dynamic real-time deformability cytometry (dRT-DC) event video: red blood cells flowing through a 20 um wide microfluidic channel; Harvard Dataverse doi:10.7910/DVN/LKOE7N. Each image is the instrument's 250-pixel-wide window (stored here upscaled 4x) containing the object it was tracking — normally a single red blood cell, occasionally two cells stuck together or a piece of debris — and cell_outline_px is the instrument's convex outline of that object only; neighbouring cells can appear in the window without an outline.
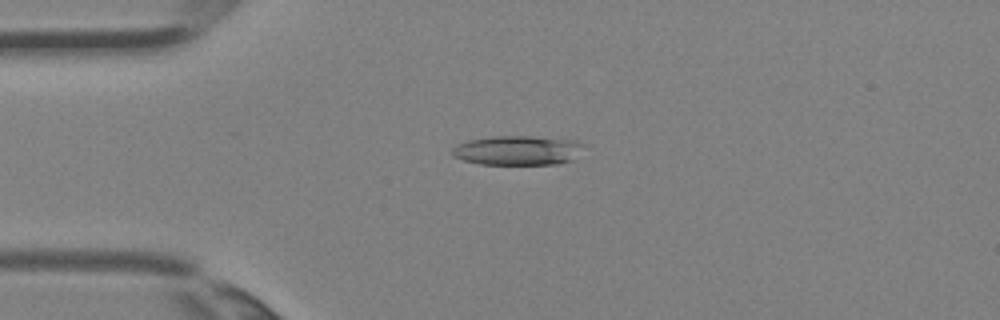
{"species": "Egyptian fruit bat (a non-hibernating species)", "species_latin": "Rousettus aegyptiacus", "temperature_condition": "room temperature", "stored_images_in_passage": 1, "camera_frame_rate_fps": 3000, "um_per_image_px": 0.085, "animal": {"sex": "female"}, "frame": {"image": 1, "passage_image": 1, "time_ms": 0.0, "image_size_px": [1000, 320], "cell_outline_px": [[588, 144], [572, 160], [560, 164], [480, 164], [464, 160], [452, 156], [452, 148], [456, 144], [468, 140], [492, 136], [528, 136], [576, 140]], "centroid_in_image_um": [44.03, 12.77], "position_along_channel_um": 41.0, "area_um2": 22.83}}